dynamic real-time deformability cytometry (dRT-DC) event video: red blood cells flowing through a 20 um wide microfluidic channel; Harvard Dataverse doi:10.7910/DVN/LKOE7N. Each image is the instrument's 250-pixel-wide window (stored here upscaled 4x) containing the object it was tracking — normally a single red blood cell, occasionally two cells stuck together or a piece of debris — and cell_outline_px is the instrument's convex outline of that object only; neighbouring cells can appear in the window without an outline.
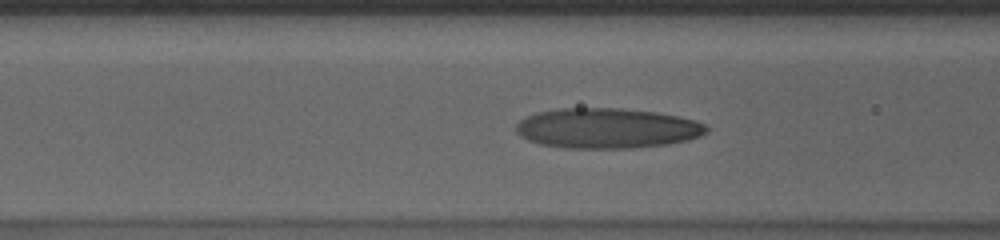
{"species": "human", "species_latin": "Homo sapiens", "temperature_condition": "cold", "stored_images_in_passage": 40, "camera_frame_rate_fps": 3000, "um_per_image_px": 0.085, "donor": {"sex": "male"}, "frame": {"image": 1, "passage_image": 22, "time_ms": 7.0, "image_size_px": [1000, 240], "cell_outline_px": [[708, 132], [700, 136], [688, 140], [668, 144], [632, 148], [564, 148], [540, 144], [528, 140], [520, 136], [516, 132], [516, 124], [520, 120], [536, 112], [556, 108], [620, 108], [656, 112], [696, 120], [708, 124]], "centroid_in_image_um": [51.6, 10.9], "position_along_channel_um": 115.0, "area_um2": 44.91}}
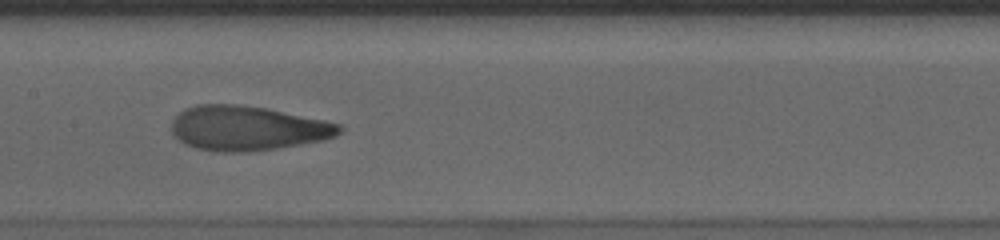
{"frame": {"image": 2, "passage_image": 28, "time_ms": 9.0, "image_size_px": [1000, 240], "cell_outline_px": [[344, 128], [336, 136], [324, 140], [276, 148], [248, 152], [212, 152], [196, 148], [184, 144], [172, 132], [172, 120], [184, 108], [196, 104], [240, 104], [268, 108], [324, 120], [340, 124]], "centroid_in_image_um": [21.02, 10.89], "position_along_channel_um": 186.4, "area_um2": 43.93}}
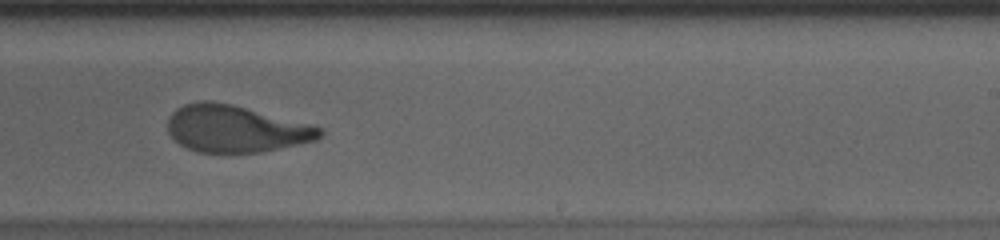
{"frame": {"image": 3, "passage_image": 35, "time_ms": 11.333, "image_size_px": [1000, 240], "cell_outline_px": [[324, 132], [316, 140], [264, 152], [196, 152], [180, 144], [168, 132], [168, 120], [172, 112], [176, 108], [184, 104], [196, 100], [208, 100], [232, 104], [312, 124], [324, 128]], "centroid_in_image_um": [20.05, 10.93], "position_along_channel_um": 269.0, "area_um2": 41.79}}